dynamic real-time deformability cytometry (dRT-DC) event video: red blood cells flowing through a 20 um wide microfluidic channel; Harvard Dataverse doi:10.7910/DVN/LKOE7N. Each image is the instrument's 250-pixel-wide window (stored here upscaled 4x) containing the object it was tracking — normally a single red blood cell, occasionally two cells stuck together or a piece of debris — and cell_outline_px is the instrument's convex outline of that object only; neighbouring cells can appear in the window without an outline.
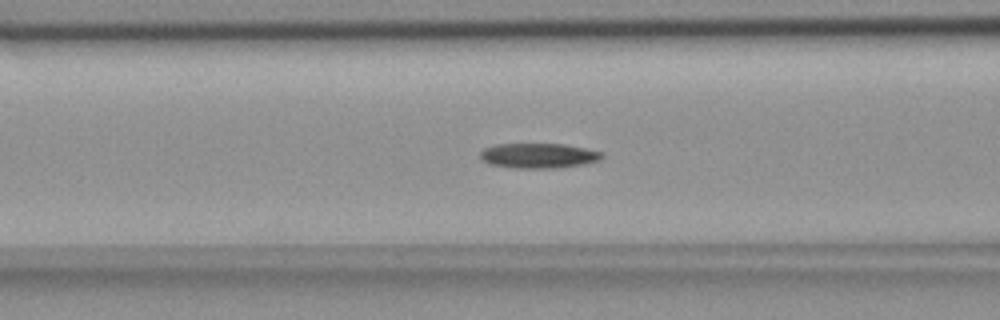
{"species": "common noctule bat (a hibernating species)", "species_latin": "Nyctalus noctula", "temperature_condition": "room temperature", "stored_images_in_passage": 51, "camera_frame_rate_fps": 3000, "um_per_image_px": 0.085, "animal": {"sex": "female", "body_mass_g": 18.4}, "frame": {"image": 1, "passage_image": 18, "time_ms": 5.667, "image_size_px": [1000, 320], "cell_outline_px": [[604, 156], [600, 160], [588, 164], [556, 168], [512, 168], [488, 164], [480, 160], [480, 152], [484, 148], [496, 144], [564, 144], [604, 152]], "centroid_in_image_um": [45.78, 13.24], "position_along_channel_um": 120.8, "area_um2": 18.03}}
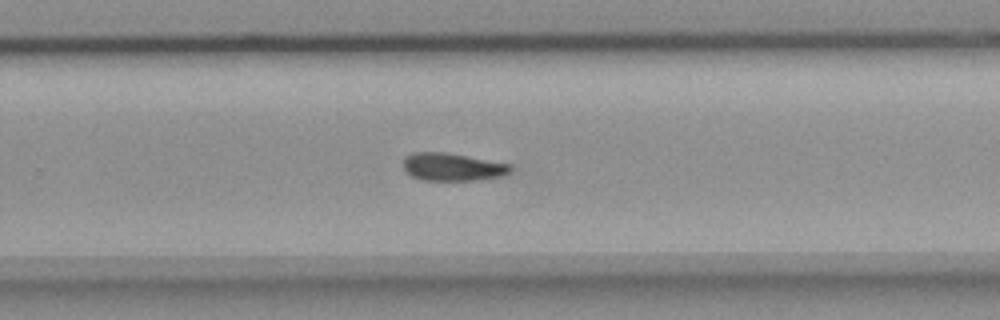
{"frame": {"image": 2, "passage_image": 32, "time_ms": 10.333, "image_size_px": [1000, 320], "cell_outline_px": [[512, 172], [500, 176], [476, 180], [420, 180], [412, 176], [404, 168], [404, 156], [412, 152], [444, 152], [512, 164]], "centroid_in_image_um": [38.46, 14.18], "position_along_channel_um": 291.3, "area_um2": 17.34}}
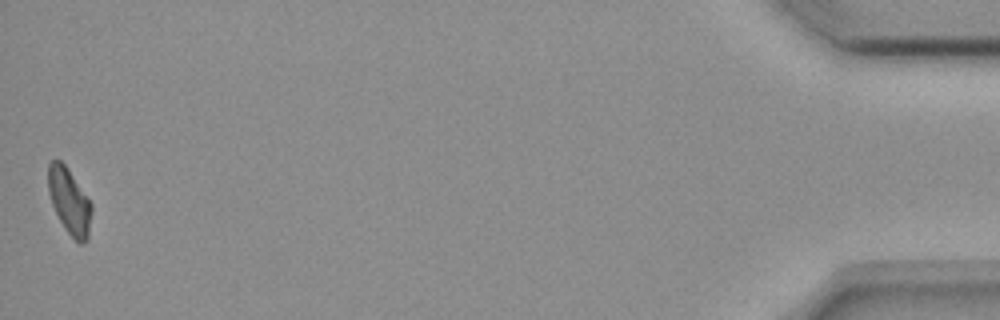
{"frame": {"image": 3, "passage_image": 51, "time_ms": 16.667, "image_size_px": [1000, 320], "cell_outline_px": [[92, 212], [88, 240], [80, 244], [64, 228], [52, 204], [48, 192], [48, 164], [52, 160], [60, 160], [68, 168], [92, 204]], "centroid_in_image_um": [5.9, 17.1], "position_along_channel_um": 429.3, "area_um2": 16.59}}